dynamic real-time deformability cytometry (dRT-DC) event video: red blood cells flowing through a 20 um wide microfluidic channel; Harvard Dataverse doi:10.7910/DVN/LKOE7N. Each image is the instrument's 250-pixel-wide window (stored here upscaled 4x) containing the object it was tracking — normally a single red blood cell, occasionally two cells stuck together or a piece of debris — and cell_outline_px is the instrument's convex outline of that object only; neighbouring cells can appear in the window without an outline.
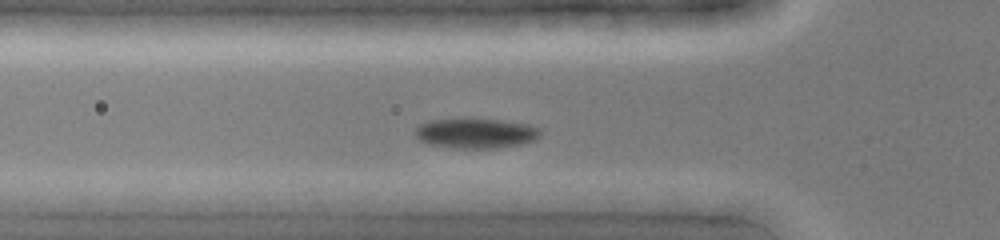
{"species": "common noctule bat (a hibernating species)", "species_latin": "Nyctalus noctula", "temperature_condition": "cold", "stored_images_in_passage": 13, "camera_frame_rate_fps": 3000, "um_per_image_px": 0.085, "animal": {"sex": "female", "body_mass_g": 19.0, "forearm_length_mm": 51.5}, "frame": {"image": 1, "passage_image": 4, "time_ms": 1.0, "image_size_px": [1000, 240], "cell_outline_px": [[540, 136], [536, 140], [516, 144], [488, 148], [452, 148], [432, 144], [420, 140], [416, 136], [416, 128], [420, 124], [428, 120], [464, 116], [500, 120], [528, 124], [540, 128]], "centroid_in_image_um": [40.4, 11.27], "position_along_channel_um": 85.4, "area_um2": 22.25}}